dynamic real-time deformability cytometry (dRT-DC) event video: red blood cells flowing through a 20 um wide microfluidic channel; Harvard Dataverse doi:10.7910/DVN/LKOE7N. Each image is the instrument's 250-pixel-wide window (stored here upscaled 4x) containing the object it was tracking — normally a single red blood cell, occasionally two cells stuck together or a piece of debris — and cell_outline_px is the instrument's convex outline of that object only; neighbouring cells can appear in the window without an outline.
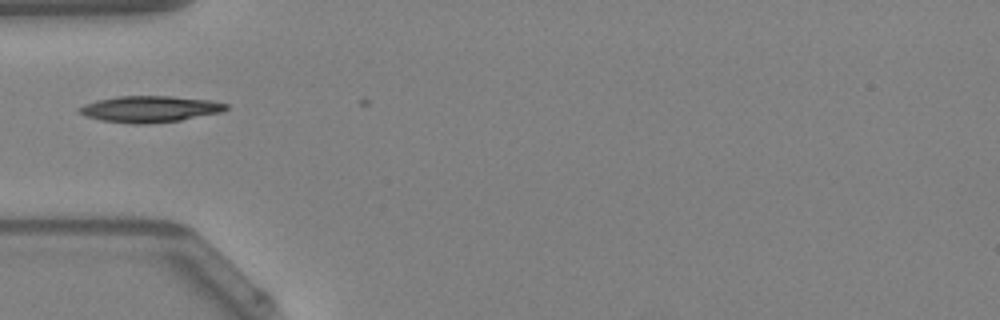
{"species": "Egyptian fruit bat (a non-hibernating species)", "species_latin": "Rousettus aegyptiacus", "temperature_condition": "warm", "stored_images_in_passage": 3, "camera_frame_rate_fps": 3000, "um_per_image_px": 0.085, "animal": {"sex": "female"}, "frame": {"image": 1, "passage_image": 1, "time_ms": 0.0, "image_size_px": [1000, 320], "cell_outline_px": [[228, 108], [220, 112], [180, 120], [148, 124], [132, 124], [100, 120], [88, 116], [80, 112], [76, 108], [84, 104], [96, 100], [116, 96], [172, 96], [208, 100], [228, 104]], "centroid_in_image_um": [12.7, 9.26], "position_along_channel_um": 72.3, "area_um2": 22.43}}